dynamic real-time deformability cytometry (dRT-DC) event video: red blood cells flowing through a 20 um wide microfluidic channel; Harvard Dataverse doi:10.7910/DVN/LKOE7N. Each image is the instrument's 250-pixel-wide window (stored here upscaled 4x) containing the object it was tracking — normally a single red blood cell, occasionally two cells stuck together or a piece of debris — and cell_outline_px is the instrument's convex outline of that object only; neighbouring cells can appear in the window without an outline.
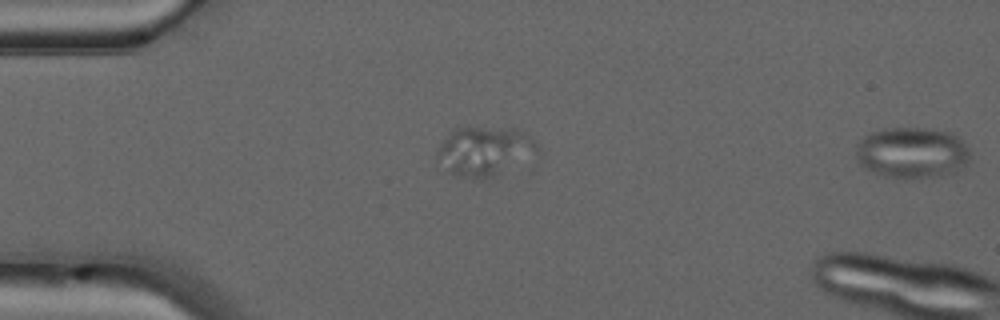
{"species": "common noctule bat (a hibernating species)", "species_latin": "Nyctalus noctula", "temperature_condition": "warm", "stored_images_in_passage": 15, "segment_of_instrument_passage": [2, 2], "camera_frame_rate_fps": 3000, "um_per_image_px": 0.085, "animal": {"sex": "male", "forearm_length_mm": 52.5}, "frame": {"image": 1, "passage_image": 15, "time_ms": 4.667, "image_size_px": [1000, 320], "cell_outline_px": [[968, 164], [956, 172], [944, 176], [904, 180], [892, 180], [880, 176], [864, 168], [856, 160], [856, 144], [864, 136], [872, 132], [884, 128], [920, 128], [948, 132], [956, 136], [968, 148]], "centroid_in_image_um": [77.47, 13.04], "position_along_channel_um": 7.5, "area_um2": 34.74}}